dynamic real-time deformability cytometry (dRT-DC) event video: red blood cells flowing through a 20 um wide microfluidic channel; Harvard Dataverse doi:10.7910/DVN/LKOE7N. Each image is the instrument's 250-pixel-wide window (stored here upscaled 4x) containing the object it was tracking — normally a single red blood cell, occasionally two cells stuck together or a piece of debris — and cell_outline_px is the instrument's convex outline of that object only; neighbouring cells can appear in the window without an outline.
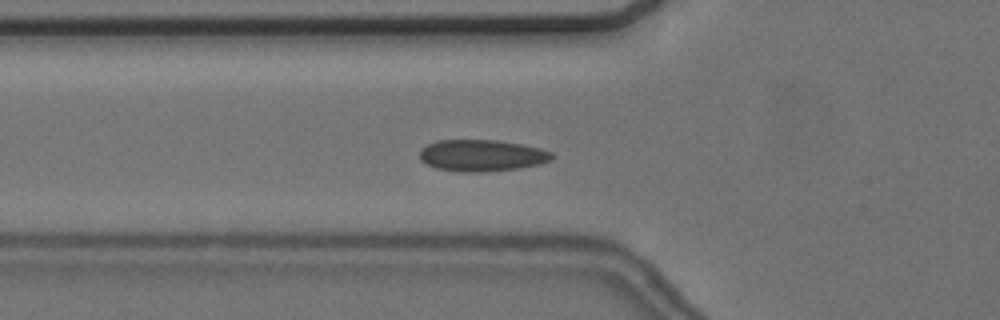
{"species": "common noctule bat (a hibernating species)", "species_latin": "Nyctalus noctula", "temperature_condition": "cold", "stored_images_in_passage": 57, "camera_frame_rate_fps": 3000, "um_per_image_px": 0.085, "animal": {"sex": "female", "body_mass_g": 24.6, "forearm_length_mm": 56.2}, "frame": {"image": 1, "passage_image": 20, "time_ms": 6.333, "image_size_px": [1000, 320], "cell_outline_px": [[556, 156], [552, 160], [540, 164], [520, 168], [480, 172], [460, 172], [436, 168], [420, 160], [420, 148], [436, 140], [496, 140], [524, 144], [540, 148], [552, 152]], "centroid_in_image_um": [40.98, 13.21], "position_along_channel_um": 84.8, "area_um2": 24.62}}
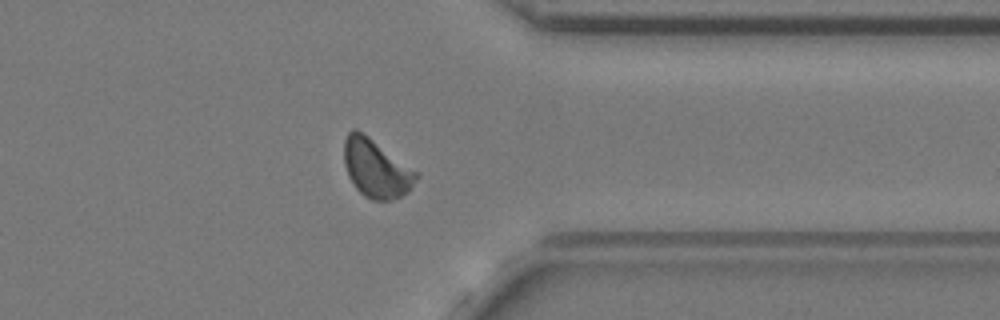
{"frame": {"image": 2, "passage_image": 45, "time_ms": 14.667, "image_size_px": [1000, 320], "cell_outline_px": [[420, 176], [408, 192], [400, 196], [388, 200], [372, 200], [364, 196], [356, 188], [348, 176], [344, 164], [344, 140], [348, 132], [352, 128], [356, 128], [368, 136], [420, 172]], "centroid_in_image_um": [31.99, 14.3], "position_along_channel_um": 379.4, "area_um2": 24.74}}
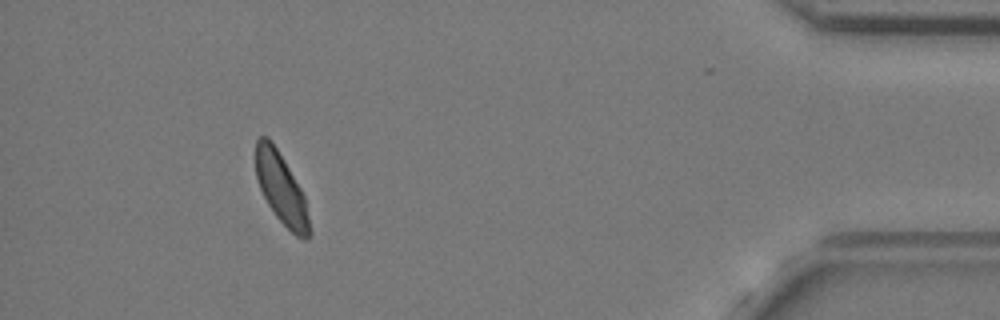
{"frame": {"image": 3, "passage_image": 52, "time_ms": 17.0, "image_size_px": [1000, 320], "cell_outline_px": [[312, 232], [304, 240], [296, 236], [276, 216], [268, 204], [260, 188], [256, 176], [256, 140], [260, 136], [268, 136], [272, 140], [284, 160], [300, 188], [304, 196]], "centroid_in_image_um": [23.9, 16.02], "position_along_channel_um": 411.3, "area_um2": 21.91}, "authors_computed_cell_mechanics": {"area_um2": 23.987, "velocity_mm_per_s": 3.6031, "shape_relaxation_time_tau1_ms": 5.7291, "shape_relaxation_time_tau2_ms": 1.2963, "deformation_change_tau1": 0.088, "deformation_change_tau2": 0.056}}